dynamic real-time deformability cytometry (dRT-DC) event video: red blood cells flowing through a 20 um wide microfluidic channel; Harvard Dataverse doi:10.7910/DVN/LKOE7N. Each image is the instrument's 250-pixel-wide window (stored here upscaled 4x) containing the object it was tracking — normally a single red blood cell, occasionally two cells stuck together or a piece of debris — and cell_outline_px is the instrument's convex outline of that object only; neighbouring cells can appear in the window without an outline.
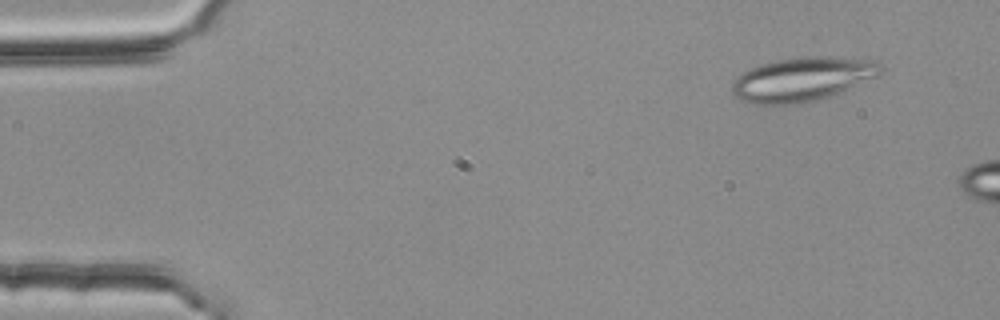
{"species": "common noctule bat (a hibernating species)", "species_latin": "Nyctalus noctula", "temperature_condition": "room temperature", "stored_images_in_passage": 10, "camera_frame_rate_fps": 3000, "um_per_image_px": 0.085, "animal": {"sex": "female", "body_mass_g": 25.1}, "frame": {"image": 1, "passage_image": 5, "time_ms": 1.333, "image_size_px": [1000, 320], "cell_outline_px": [[880, 76], [820, 100], [796, 104], [752, 104], [740, 100], [732, 92], [732, 84], [744, 72], [752, 68], [776, 60], [800, 56], [828, 56], [872, 60], [880, 68]], "centroid_in_image_um": [68.21, 6.74], "position_along_channel_um": 16.8, "area_um2": 37.86}}